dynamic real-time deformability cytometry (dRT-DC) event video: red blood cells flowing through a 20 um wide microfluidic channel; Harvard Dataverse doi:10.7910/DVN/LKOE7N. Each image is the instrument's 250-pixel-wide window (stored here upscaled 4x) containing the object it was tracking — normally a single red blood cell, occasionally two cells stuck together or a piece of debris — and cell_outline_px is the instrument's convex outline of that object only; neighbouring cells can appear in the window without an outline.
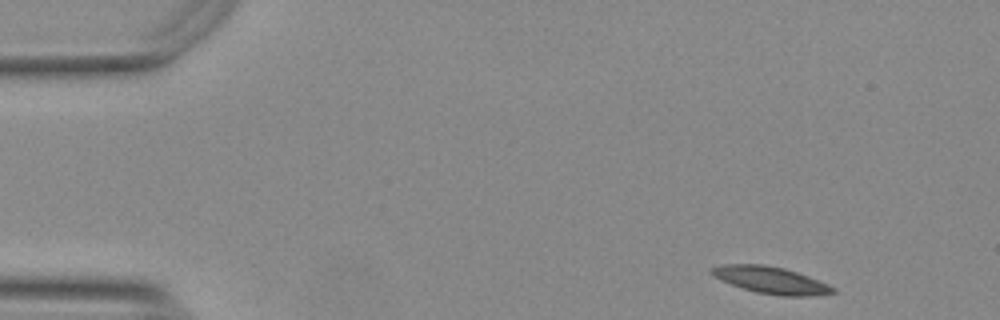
{"species": "Egyptian fruit bat (a non-hibernating species)", "species_latin": "Rousettus aegyptiacus", "temperature_condition": "warm", "stored_images_in_passage": 9, "camera_frame_rate_fps": 3000, "um_per_image_px": 0.085, "animal": {"sex": "female"}, "frame": {"image": 1, "passage_image": 1, "time_ms": 0.0, "image_size_px": [1000, 320], "cell_outline_px": [[836, 292], [816, 296], [780, 296], [756, 292], [732, 284], [716, 276], [712, 272], [712, 268], [724, 264], [764, 264], [784, 268], [808, 276], [828, 284], [836, 288]], "centroid_in_image_um": [65.62, 23.82], "position_along_channel_um": 19.4, "area_um2": 18.73}}